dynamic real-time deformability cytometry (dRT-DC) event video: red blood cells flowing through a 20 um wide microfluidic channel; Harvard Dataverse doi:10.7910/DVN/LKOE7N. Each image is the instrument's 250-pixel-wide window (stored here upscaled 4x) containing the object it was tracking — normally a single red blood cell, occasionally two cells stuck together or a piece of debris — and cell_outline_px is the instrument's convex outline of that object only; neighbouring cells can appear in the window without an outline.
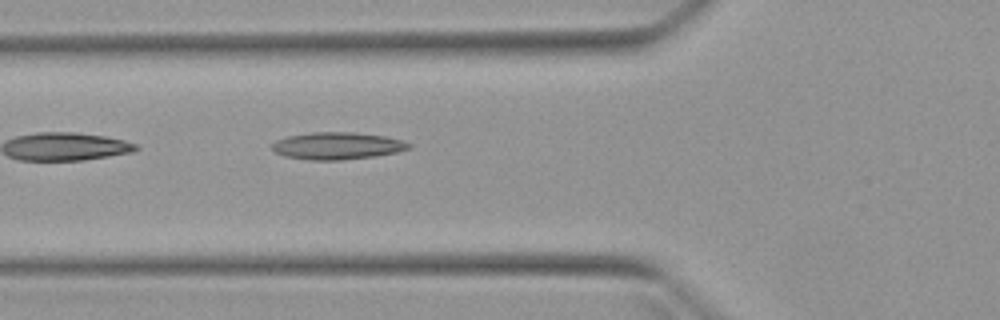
{"species": "Egyptian fruit bat (a non-hibernating species)", "species_latin": "Rousettus aegyptiacus", "temperature_condition": "warm", "stored_images_in_passage": 3, "camera_frame_rate_fps": 3000, "um_per_image_px": 0.085, "animal": {"sex": "female"}, "frame": {"image": 1, "passage_image": 3, "time_ms": 2.0, "image_size_px": [1000, 320], "cell_outline_px": [[412, 148], [396, 152], [376, 156], [340, 160], [308, 160], [284, 156], [276, 152], [272, 148], [272, 144], [276, 140], [288, 136], [312, 132], [352, 132], [384, 136], [400, 140], [412, 144]], "centroid_in_image_um": [28.67, 12.4], "position_along_channel_um": 97.1, "area_um2": 21.62}}